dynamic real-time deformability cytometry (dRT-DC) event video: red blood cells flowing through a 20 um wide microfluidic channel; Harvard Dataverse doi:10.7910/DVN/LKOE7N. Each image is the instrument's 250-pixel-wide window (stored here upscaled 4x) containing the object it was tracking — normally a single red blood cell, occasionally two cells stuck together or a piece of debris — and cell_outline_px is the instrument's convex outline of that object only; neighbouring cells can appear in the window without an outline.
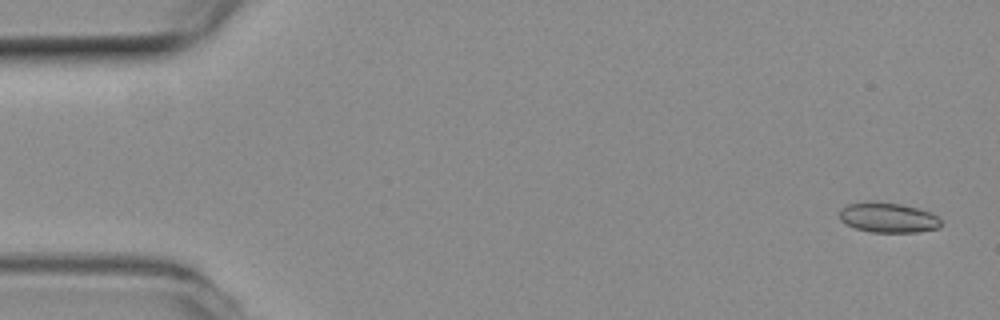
{"species": "common noctule bat (a hibernating species)", "species_latin": "Nyctalus noctula", "temperature_condition": "room temperature", "stored_images_in_passage": 55, "camera_frame_rate_fps": 3000, "um_per_image_px": 0.085, "animal": {"sex": "female", "body_mass_g": 19.3, "forearm_length_mm": 54.1}, "frame": {"image": 1, "passage_image": 2, "time_ms": 0.333, "image_size_px": [1000, 320], "cell_outline_px": [[940, 228], [916, 232], [872, 232], [856, 228], [840, 220], [840, 208], [848, 204], [900, 204], [932, 212], [940, 220]], "centroid_in_image_um": [75.53, 18.54], "position_along_channel_um": 9.5, "area_um2": 16.99}}
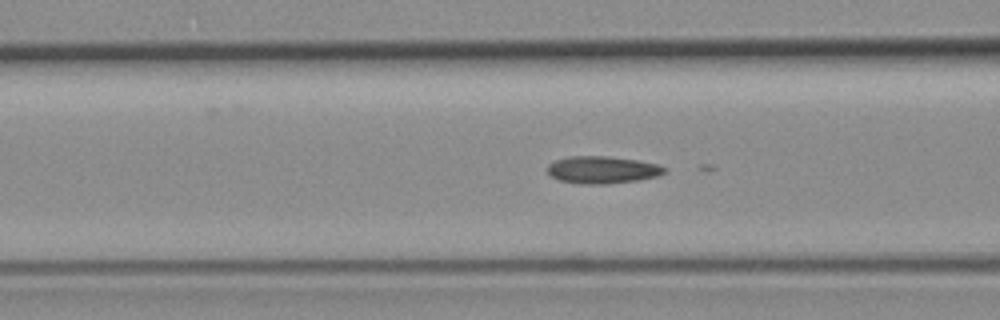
{"frame": {"image": 2, "passage_image": 21, "time_ms": 6.667, "image_size_px": [1000, 320], "cell_outline_px": [[668, 172], [656, 176], [636, 180], [608, 184], [580, 184], [560, 180], [552, 176], [548, 172], [548, 164], [556, 160], [568, 156], [608, 156], [640, 160], [656, 164], [668, 168]], "centroid_in_image_um": [51.23, 14.43], "position_along_channel_um": 115.4, "area_um2": 18.67}}
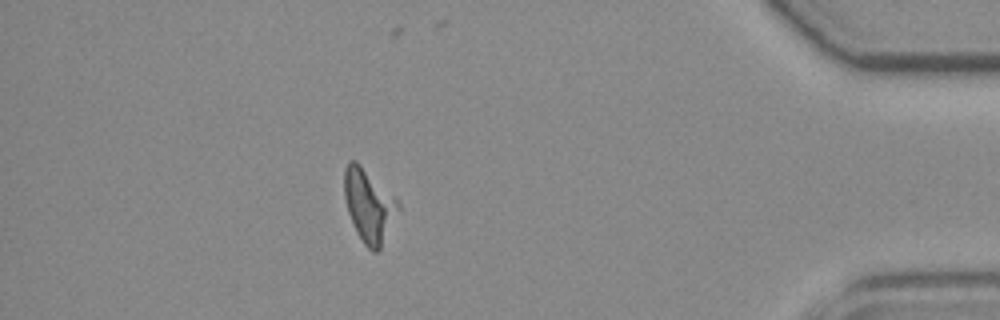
{"frame": {"image": 3, "passage_image": 48, "time_ms": 15.667, "image_size_px": [1000, 320], "cell_outline_px": [[400, 208], [380, 248], [376, 252], [372, 252], [364, 244], [356, 232], [348, 212], [344, 196], [344, 168], [348, 160], [356, 160], [396, 196], [400, 204]], "centroid_in_image_um": [31.35, 17.42], "position_along_channel_um": 403.8, "area_um2": 23.06}}